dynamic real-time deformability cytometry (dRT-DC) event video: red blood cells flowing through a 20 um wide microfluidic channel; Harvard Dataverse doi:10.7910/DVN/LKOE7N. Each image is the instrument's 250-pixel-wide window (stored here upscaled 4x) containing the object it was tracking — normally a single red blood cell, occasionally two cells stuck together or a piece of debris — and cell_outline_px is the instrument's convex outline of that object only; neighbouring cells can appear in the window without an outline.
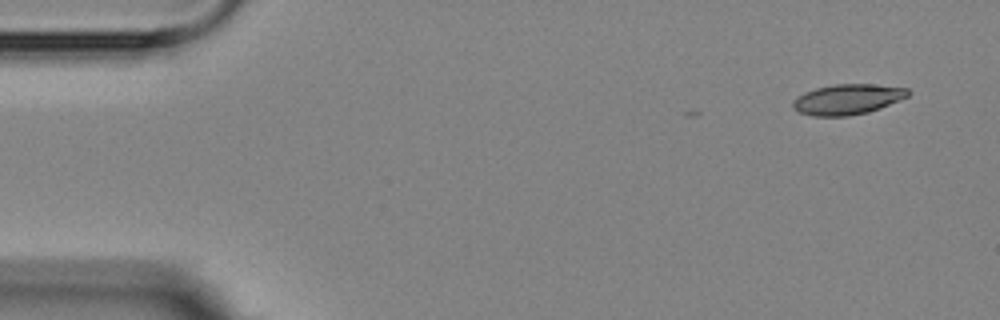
{"species": "Egyptian fruit bat (a non-hibernating species)", "species_latin": "Rousettus aegyptiacus", "temperature_condition": "room temperature", "stored_images_in_passage": 6, "camera_frame_rate_fps": 3000, "um_per_image_px": 0.085, "animal": {"sex": "female"}, "frame": {"image": 1, "passage_image": 1, "time_ms": 0.0, "image_size_px": [1000, 320], "cell_outline_px": [[912, 92], [908, 96], [900, 100], [880, 108], [868, 112], [848, 116], [812, 116], [800, 112], [792, 108], [792, 100], [796, 96], [804, 92], [816, 88], [832, 84], [872, 84], [908, 88]], "centroid_in_image_um": [72.03, 8.44], "position_along_channel_um": 13.0, "area_um2": 20.58}}
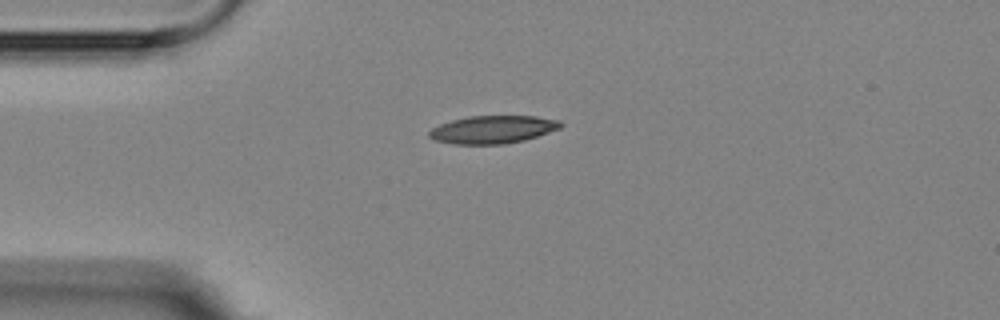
{"frame": {"image": 2, "passage_image": 4, "time_ms": 3.333, "image_size_px": [1000, 320], "cell_outline_px": [[564, 124], [560, 128], [524, 140], [504, 144], [452, 144], [436, 140], [428, 136], [428, 132], [432, 128], [440, 124], [452, 120], [468, 116], [536, 116], [560, 120]], "centroid_in_image_um": [41.89, 11.0], "position_along_channel_um": 43.1, "area_um2": 21.27}}
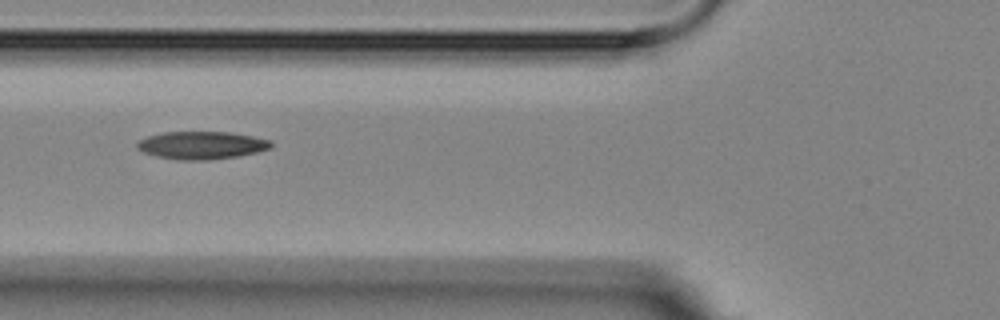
{"frame": {"image": 3, "passage_image": 6, "time_ms": 5.667, "image_size_px": [1000, 320], "cell_outline_px": [[272, 148], [240, 156], [208, 160], [176, 160], [156, 156], [144, 152], [136, 148], [136, 144], [140, 140], [148, 136], [164, 132], [232, 132], [272, 140]], "centroid_in_image_um": [17.16, 12.35], "position_along_channel_um": 108.6, "area_um2": 21.79}}